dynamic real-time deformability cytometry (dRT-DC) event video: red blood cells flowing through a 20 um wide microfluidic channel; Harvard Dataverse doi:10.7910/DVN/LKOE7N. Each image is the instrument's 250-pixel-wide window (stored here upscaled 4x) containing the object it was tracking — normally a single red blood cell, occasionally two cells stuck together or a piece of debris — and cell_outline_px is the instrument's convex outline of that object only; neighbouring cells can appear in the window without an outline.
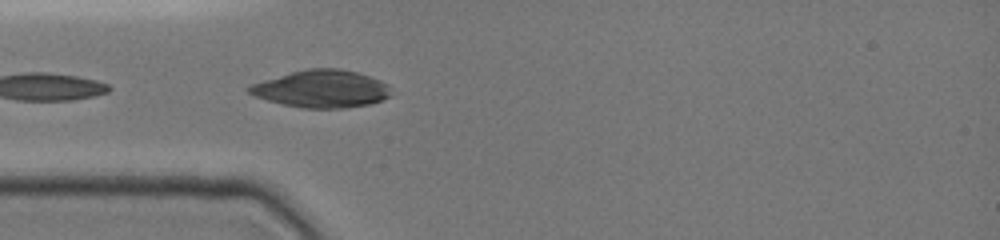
{"species": "common noctule bat (a hibernating species)", "species_latin": "Nyctalus noctula", "temperature_condition": "cold", "stored_images_in_passage": 5, "camera_frame_rate_fps": 3000, "um_per_image_px": 0.085, "animal": {"sex": "female", "body_mass_g": 19.0, "forearm_length_mm": 51.5}, "frame": {"image": 1, "passage_image": 2, "time_ms": 0.333, "image_size_px": [1000, 240], "cell_outline_px": [[392, 96], [384, 100], [368, 104], [344, 108], [300, 108], [268, 100], [256, 96], [248, 92], [244, 88], [252, 84], [264, 80], [292, 72], [308, 68], [340, 68], [356, 72], [380, 80], [388, 84], [392, 88]], "centroid_in_image_um": [27.38, 7.55], "position_along_channel_um": 57.6, "area_um2": 30.98}}